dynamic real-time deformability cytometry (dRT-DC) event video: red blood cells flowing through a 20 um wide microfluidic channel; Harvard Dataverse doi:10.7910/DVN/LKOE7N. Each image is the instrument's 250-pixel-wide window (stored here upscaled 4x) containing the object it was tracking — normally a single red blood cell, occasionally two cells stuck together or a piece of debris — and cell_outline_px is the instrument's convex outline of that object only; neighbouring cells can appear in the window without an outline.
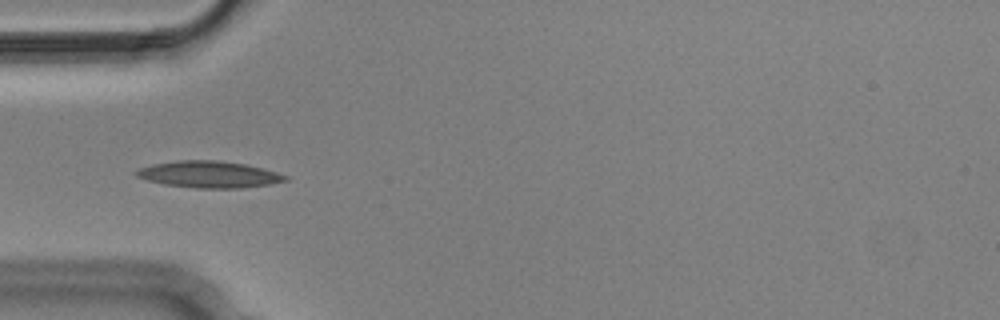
{"species": "Egyptian fruit bat (a non-hibernating species)", "species_latin": "Rousettus aegyptiacus", "temperature_condition": "cold", "stored_images_in_passage": 7, "camera_frame_rate_fps": 3000, "um_per_image_px": 0.085, "animal": {"sex": "male"}, "frame": {"image": 1, "passage_image": 4, "time_ms": 1.0, "image_size_px": [1000, 320], "cell_outline_px": [[288, 180], [268, 184], [240, 188], [196, 188], [164, 184], [148, 180], [136, 176], [132, 172], [136, 168], [152, 164], [176, 160], [216, 160], [244, 164], [276, 172], [288, 176]], "centroid_in_image_um": [17.69, 14.82], "position_along_channel_um": 67.3, "area_um2": 23.06}}
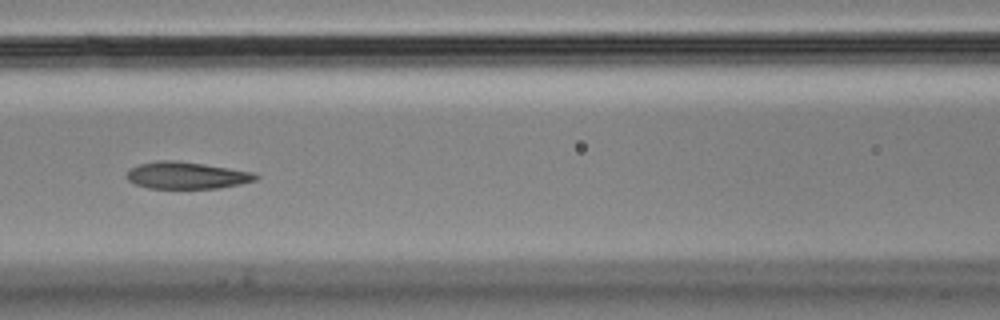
{"frame": {"image": 2, "passage_image": 6, "time_ms": 1.667, "image_size_px": [1000, 320], "cell_outline_px": [[260, 176], [256, 180], [240, 184], [220, 188], [148, 188], [136, 184], [128, 180], [128, 172], [132, 168], [140, 164], [156, 160], [176, 160], [204, 164], [256, 172]], "centroid_in_image_um": [15.93, 14.9], "position_along_channel_um": 150.7, "area_um2": 20.23}}
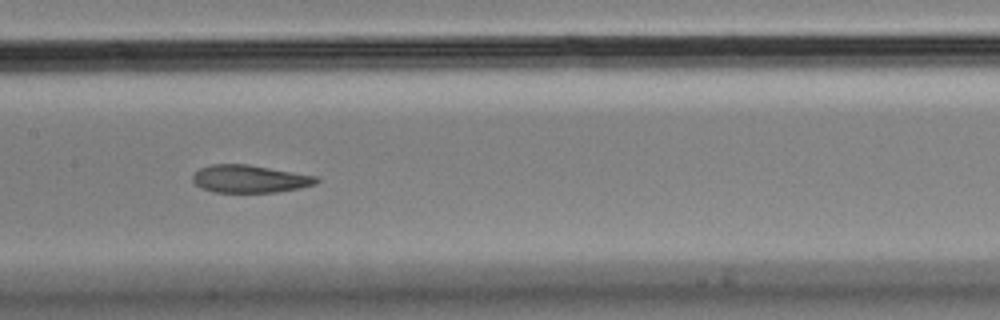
{"frame": {"image": 3, "passage_image": 7, "time_ms": 2.0, "image_size_px": [1000, 320], "cell_outline_px": [[320, 180], [316, 184], [300, 188], [276, 192], [212, 192], [200, 188], [192, 180], [192, 176], [200, 168], [212, 164], [248, 164], [316, 176]], "centroid_in_image_um": [21.21, 15.21], "position_along_channel_um": 186.2, "area_um2": 19.94}}